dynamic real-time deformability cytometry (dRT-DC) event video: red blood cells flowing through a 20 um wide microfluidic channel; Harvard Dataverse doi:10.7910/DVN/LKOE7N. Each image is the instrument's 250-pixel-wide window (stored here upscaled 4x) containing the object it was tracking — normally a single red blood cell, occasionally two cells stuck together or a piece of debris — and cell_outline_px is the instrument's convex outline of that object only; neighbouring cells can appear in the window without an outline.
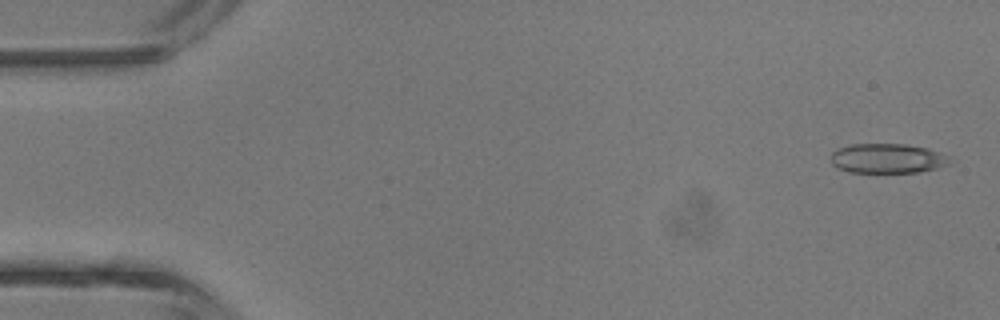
{"species": "common noctule bat (a hibernating species)", "species_latin": "Nyctalus noctula", "temperature_condition": "room temperature", "stored_images_in_passage": 5, "camera_frame_rate_fps": 3000, "um_per_image_px": 0.085, "animal": {"sex": "male", "body_mass_g": 13.3}, "frame": {"image": 1, "passage_image": 1, "time_ms": 0.0, "image_size_px": [1000, 320], "cell_outline_px": [[956, 160], [948, 164], [936, 168], [920, 172], [848, 172], [836, 168], [832, 164], [832, 152], [836, 148], [852, 144], [904, 144], [928, 148], [948, 156]], "centroid_in_image_um": [75.44, 13.46], "position_along_channel_um": 9.6, "area_um2": 20.69}}